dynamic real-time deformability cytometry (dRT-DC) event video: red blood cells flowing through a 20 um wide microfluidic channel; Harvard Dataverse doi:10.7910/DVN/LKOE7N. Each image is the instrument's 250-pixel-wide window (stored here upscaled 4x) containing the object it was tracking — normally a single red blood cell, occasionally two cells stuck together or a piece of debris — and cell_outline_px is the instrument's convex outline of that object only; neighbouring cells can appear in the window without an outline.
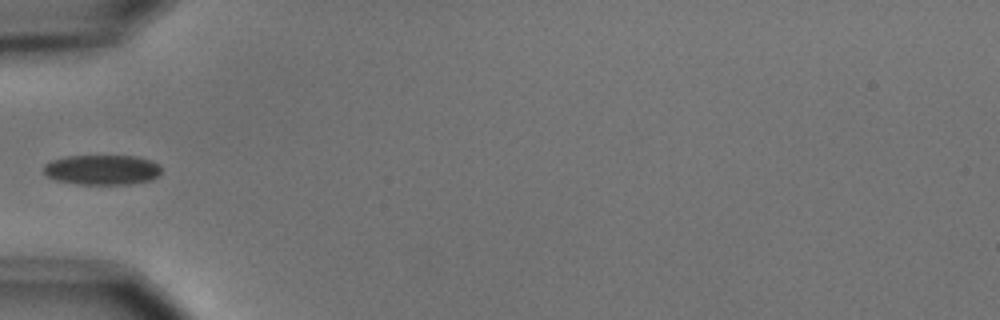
{"species": "common noctule bat (a hibernating species)", "species_latin": "Nyctalus noctula", "temperature_condition": "cold", "stored_images_in_passage": 4, "camera_frame_rate_fps": 3000, "um_per_image_px": 0.085, "animal": {"sex": "male", "body_mass_g": 15.6}, "frame": {"image": 1, "passage_image": 4, "time_ms": 3.333, "image_size_px": [1000, 320], "cell_outline_px": [[160, 176], [152, 180], [132, 184], [76, 184], [56, 180], [48, 176], [44, 172], [44, 164], [52, 160], [64, 156], [136, 156], [152, 160], [160, 164]], "centroid_in_image_um": [8.72, 14.43], "position_along_channel_um": 76.3, "area_um2": 20.81}}